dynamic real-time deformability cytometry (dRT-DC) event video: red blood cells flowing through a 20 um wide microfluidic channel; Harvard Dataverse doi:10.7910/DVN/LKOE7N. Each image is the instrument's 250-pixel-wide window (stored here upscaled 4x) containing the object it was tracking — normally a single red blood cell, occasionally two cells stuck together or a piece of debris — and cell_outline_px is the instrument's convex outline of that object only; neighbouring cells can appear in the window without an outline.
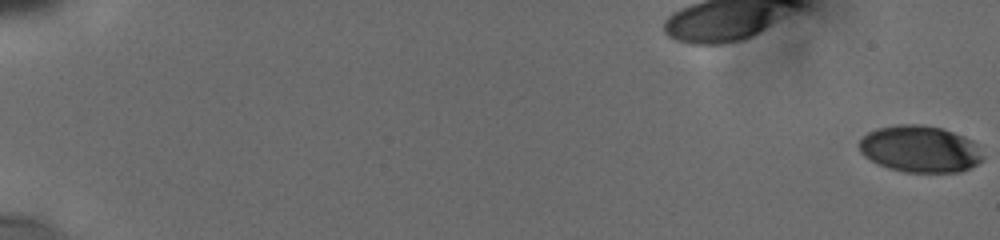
{"species": "human", "species_latin": "Homo sapiens", "temperature_condition": "cold", "stored_images_in_passage": 25, "camera_frame_rate_fps": 3000, "um_per_image_px": 0.085, "donor": {"sex": "male"}, "frame": {"image": 1, "passage_image": 1, "time_ms": 0.0, "image_size_px": [1000, 240], "cell_outline_px": [[984, 160], [960, 172], [904, 172], [888, 168], [876, 164], [864, 156], [860, 152], [860, 140], [868, 132], [876, 128], [896, 124], [920, 124], [940, 128], [964, 136], [972, 140], [976, 144]], "centroid_in_image_um": [78.17, 12.67], "position_along_channel_um": 6.8, "area_um2": 33.7}}
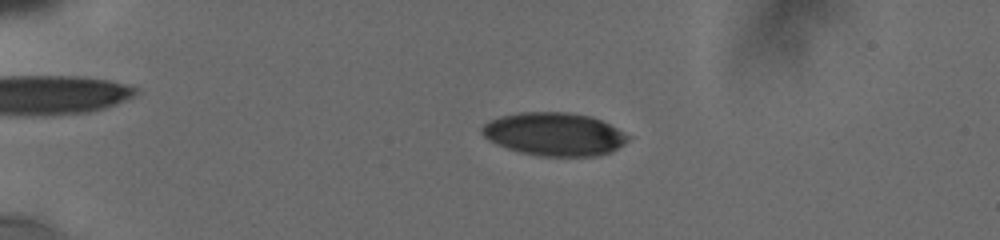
{"frame": {"image": 2, "passage_image": 18, "time_ms": 5.0, "image_size_px": [1000, 240], "cell_outline_px": [[632, 136], [624, 144], [612, 152], [600, 156], [540, 156], [520, 152], [508, 148], [488, 140], [480, 132], [480, 128], [488, 120], [500, 116], [520, 112], [568, 112], [592, 116]], "centroid_in_image_um": [47.12, 11.4], "position_along_channel_um": 37.9, "area_um2": 36.93}}